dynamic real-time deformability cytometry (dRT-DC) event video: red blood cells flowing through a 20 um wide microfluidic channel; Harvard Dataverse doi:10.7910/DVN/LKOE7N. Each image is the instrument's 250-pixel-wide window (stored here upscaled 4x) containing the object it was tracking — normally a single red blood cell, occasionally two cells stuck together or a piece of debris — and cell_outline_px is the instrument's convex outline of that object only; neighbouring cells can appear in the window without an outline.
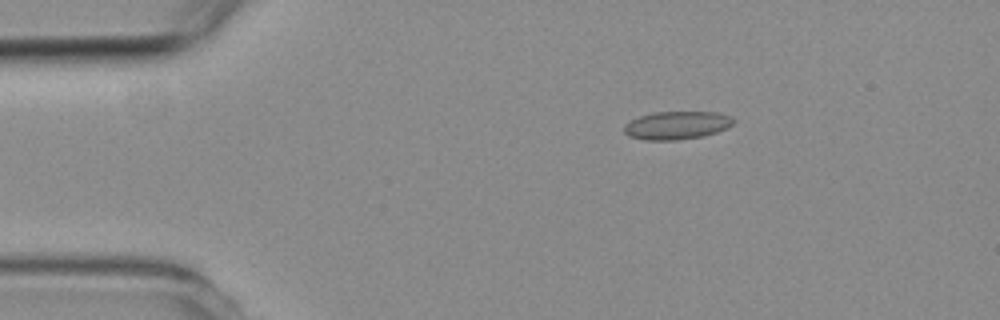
{"species": "common noctule bat (a hibernating species)", "species_latin": "Nyctalus noctula", "temperature_condition": "room temperature", "stored_images_in_passage": 5, "camera_frame_rate_fps": 3000, "um_per_image_px": 0.085, "animal": {"sex": "female", "body_mass_g": 19.3, "forearm_length_mm": 54.1}, "frame": {"image": 1, "passage_image": 1, "time_ms": 0.0, "image_size_px": [1000, 320], "cell_outline_px": [[736, 120], [728, 128], [704, 136], [676, 140], [644, 140], [628, 136], [624, 132], [624, 124], [640, 116], [652, 112], [716, 112], [732, 116]], "centroid_in_image_um": [57.54, 10.65], "position_along_channel_um": 27.5, "area_um2": 18.03}}
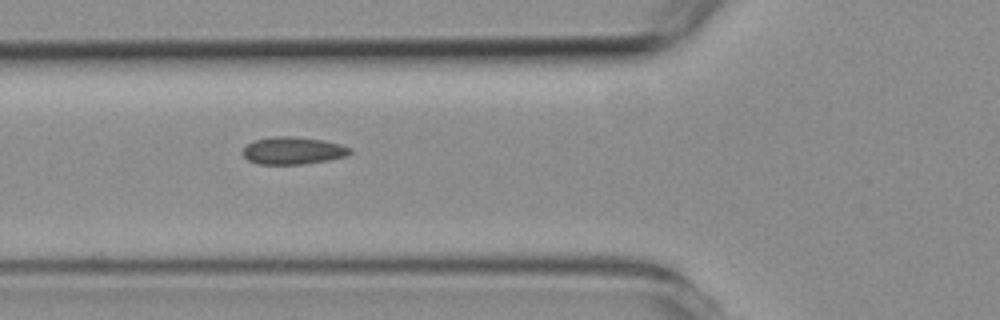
{"frame": {"image": 2, "passage_image": 4, "time_ms": 3.333, "image_size_px": [1000, 320], "cell_outline_px": [[352, 152], [344, 156], [328, 160], [304, 164], [260, 164], [248, 160], [240, 152], [252, 140], [276, 136], [292, 136], [324, 140], [340, 144], [348, 148]], "centroid_in_image_um": [24.85, 12.8], "position_along_channel_um": 100.9, "area_um2": 17.05}}
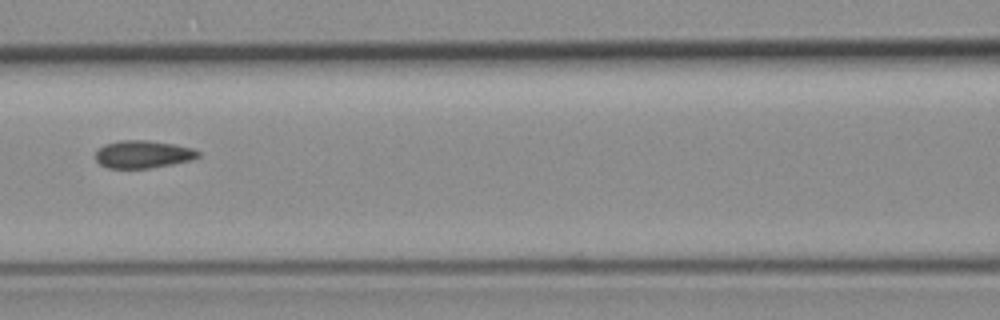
{"frame": {"image": 3, "passage_image": 5, "time_ms": 4.667, "image_size_px": [1000, 320], "cell_outline_px": [[200, 156], [192, 160], [172, 164], [148, 168], [108, 168], [100, 164], [96, 160], [96, 152], [104, 144], [120, 140], [148, 140], [172, 144], [192, 148], [200, 152]], "centroid_in_image_um": [12.15, 13.11], "position_along_channel_um": 154.4, "area_um2": 16.47}}